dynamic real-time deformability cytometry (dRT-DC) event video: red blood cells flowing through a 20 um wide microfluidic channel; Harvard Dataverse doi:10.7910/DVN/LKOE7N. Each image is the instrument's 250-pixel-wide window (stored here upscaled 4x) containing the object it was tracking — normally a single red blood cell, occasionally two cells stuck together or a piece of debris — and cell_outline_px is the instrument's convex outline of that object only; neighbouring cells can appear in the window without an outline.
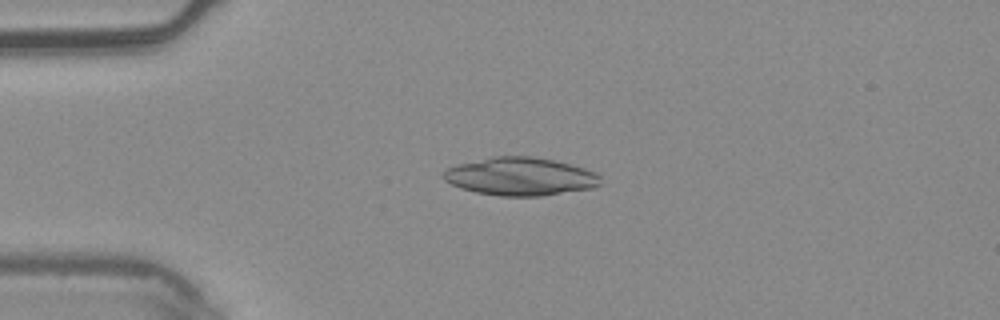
{"species": "common noctule bat (a hibernating species)", "species_latin": "Nyctalus noctula", "temperature_condition": "warm", "stored_images_in_passage": 6, "camera_frame_rate_fps": 3000, "um_per_image_px": 0.085, "animal": {"sex": "male", "body_mass_g": 20.4}, "frame": {"image": 1, "passage_image": 4, "time_ms": 1.0, "image_size_px": [1000, 320], "cell_outline_px": [[600, 184], [592, 188], [544, 196], [500, 196], [476, 192], [460, 188], [444, 180], [444, 172], [448, 168], [456, 164], [492, 156], [532, 156], [552, 160], [584, 168], [600, 176]], "centroid_in_image_um": [44.2, 15.0], "position_along_channel_um": 40.8, "area_um2": 34.68}}